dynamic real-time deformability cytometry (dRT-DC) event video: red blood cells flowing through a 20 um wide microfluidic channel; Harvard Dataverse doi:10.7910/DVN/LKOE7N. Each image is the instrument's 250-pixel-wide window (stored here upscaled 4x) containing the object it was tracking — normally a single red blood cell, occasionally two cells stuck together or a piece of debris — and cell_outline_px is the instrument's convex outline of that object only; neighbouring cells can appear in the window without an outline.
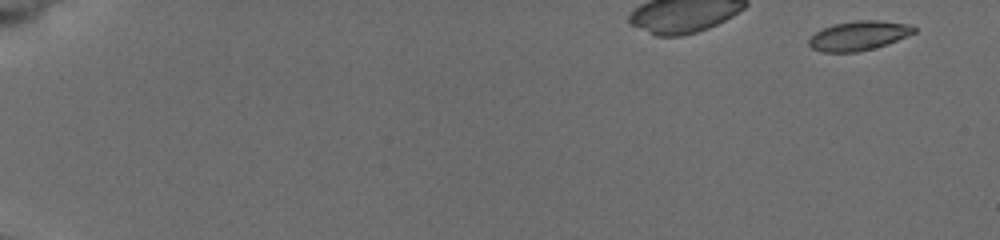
{"species": "common noctule bat (a hibernating species)", "species_latin": "Nyctalus noctula", "temperature_condition": "cold", "stored_images_in_passage": 10, "segment_of_instrument_passage": [1, 3], "camera_frame_rate_fps": 3000, "um_per_image_px": 0.085, "animal": {"sex": "female", "body_mass_g": 19.5, "forearm_length_mm": 54.1}, "frame": {"image": 1, "passage_image": 1, "time_ms": 0.0, "image_size_px": [1000, 240], "cell_outline_px": [[916, 32], [896, 40], [872, 48], [856, 52], [820, 52], [812, 48], [808, 44], [808, 40], [816, 32], [832, 24], [856, 20], [880, 20], [912, 24], [916, 28]], "centroid_in_image_um": [72.98, 3.02], "position_along_channel_um": 12.0, "area_um2": 17.92}}